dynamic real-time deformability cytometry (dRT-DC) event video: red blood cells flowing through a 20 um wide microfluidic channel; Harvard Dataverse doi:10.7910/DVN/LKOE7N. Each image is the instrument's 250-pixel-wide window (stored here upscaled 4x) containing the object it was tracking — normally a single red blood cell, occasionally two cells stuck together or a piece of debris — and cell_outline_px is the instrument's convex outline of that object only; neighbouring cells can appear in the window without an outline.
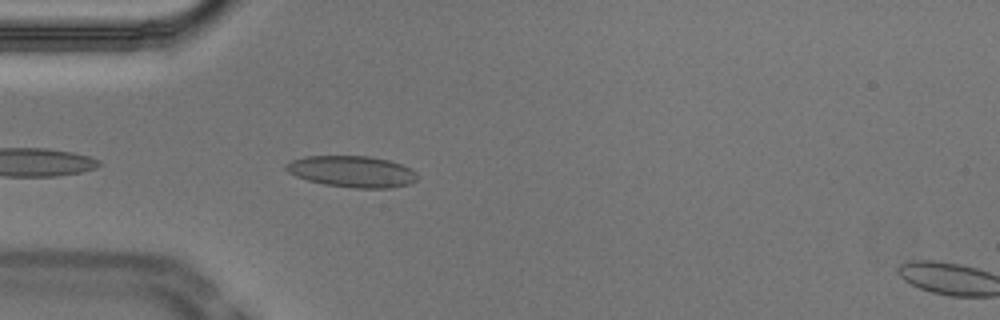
{"species": "Egyptian fruit bat (a non-hibernating species)", "species_latin": "Rousettus aegyptiacus", "temperature_condition": "cold", "stored_images_in_passage": 17, "camera_frame_rate_fps": 3000, "um_per_image_px": 0.085, "animal": {"sex": "male"}, "frame": {"image": 1, "passage_image": 3, "time_ms": 0.667, "image_size_px": [1000, 320], "cell_outline_px": [[416, 180], [408, 184], [388, 188], [352, 188], [324, 184], [308, 180], [296, 176], [288, 172], [284, 168], [284, 164], [292, 160], [304, 156], [368, 156], [388, 160], [412, 168], [416, 172]], "centroid_in_image_um": [29.89, 14.57], "position_along_channel_um": 55.1, "area_um2": 23.99}}